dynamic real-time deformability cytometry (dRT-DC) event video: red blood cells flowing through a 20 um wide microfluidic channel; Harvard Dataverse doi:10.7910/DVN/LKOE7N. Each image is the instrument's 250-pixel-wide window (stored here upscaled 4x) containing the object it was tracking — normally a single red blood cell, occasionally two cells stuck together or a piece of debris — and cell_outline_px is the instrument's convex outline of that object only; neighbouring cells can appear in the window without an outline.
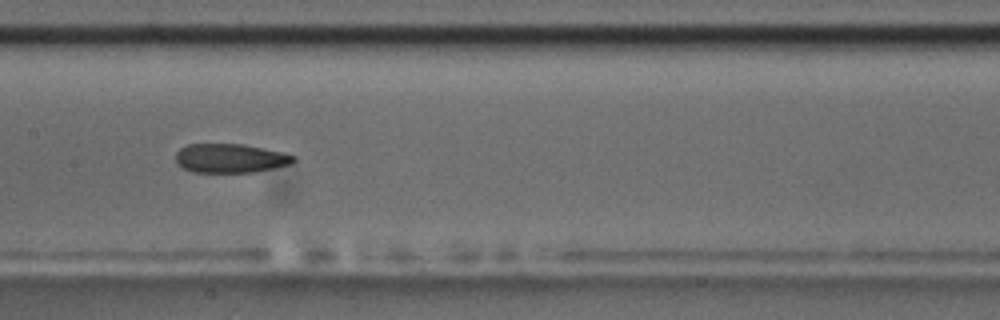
{"species": "common noctule bat (a hibernating species)", "species_latin": "Nyctalus noctula", "temperature_condition": "room temperature", "stored_images_in_passage": 48, "camera_frame_rate_fps": 3000, "um_per_image_px": 0.085, "animal": {"sex": "male", "body_mass_g": 17.5, "forearm_length_mm": 52.3}, "frame": {"image": 1, "passage_image": 27, "time_ms": 8.667, "image_size_px": [1000, 320], "cell_outline_px": [[296, 160], [292, 164], [252, 172], [192, 172], [176, 164], [176, 152], [180, 148], [188, 144], [244, 144], [284, 152], [296, 156]], "centroid_in_image_um": [19.59, 13.44], "position_along_channel_um": 187.8, "area_um2": 20.06}, "authors_computed_cell_mechanics": {"area_um2": 20.7791, "velocity_mm_per_s": 3.7186, "shape_relaxation_time_tau1_ms": null, "shape_relaxation_time_tau2_ms": 3.7526, "deformation_change_tau1": null, "deformation_change_tau2": 0.1053}}